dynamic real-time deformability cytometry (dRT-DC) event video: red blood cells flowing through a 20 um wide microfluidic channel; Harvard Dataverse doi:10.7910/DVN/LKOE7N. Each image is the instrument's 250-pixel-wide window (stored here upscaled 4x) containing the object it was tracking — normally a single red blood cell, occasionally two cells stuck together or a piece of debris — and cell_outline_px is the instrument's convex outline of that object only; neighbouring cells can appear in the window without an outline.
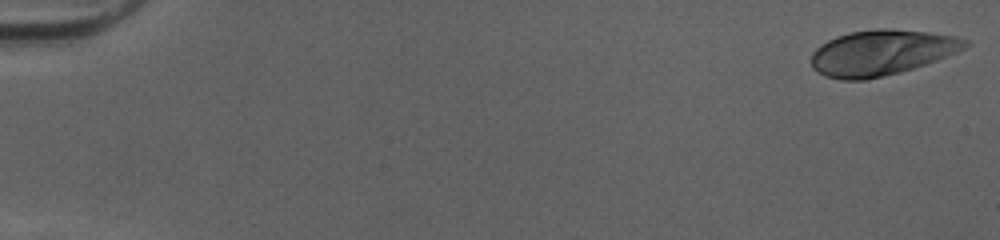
{"species": "human", "species_latin": "Homo sapiens", "temperature_condition": "cold", "stored_images_in_passage": 51, "camera_frame_rate_fps": 3000, "um_per_image_px": 0.085, "donor": {"sex": "female"}, "frame": {"image": 1, "passage_image": 1, "time_ms": 0.0, "image_size_px": [1000, 240], "cell_outline_px": [[972, 44], [956, 52], [936, 60], [900, 72], [884, 76], [864, 80], [840, 80], [824, 76], [812, 68], [812, 52], [820, 44], [836, 36], [852, 32], [876, 28], [888, 28], [928, 32], [956, 36], [968, 40]], "centroid_in_image_um": [74.91, 4.47], "position_along_channel_um": 10.1, "area_um2": 40.75}}
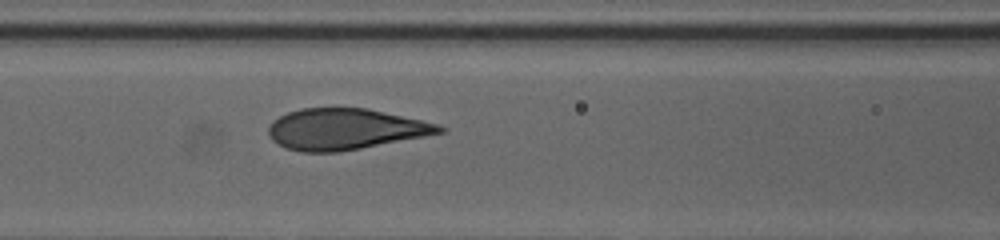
{"frame": {"image": 2, "passage_image": 23, "time_ms": 7.333, "image_size_px": [1000, 240], "cell_outline_px": [[448, 132], [360, 148], [336, 152], [300, 152], [276, 144], [272, 140], [268, 132], [268, 128], [272, 120], [288, 112], [300, 108], [368, 108], [440, 124], [448, 128]], "centroid_in_image_um": [29.37, 10.97], "position_along_channel_um": 137.2, "area_um2": 41.04}}
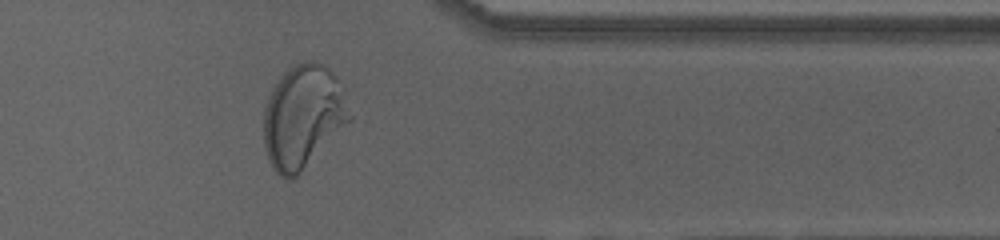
{"frame": {"image": 3, "passage_image": 42, "time_ms": 13.667, "image_size_px": [1000, 240], "cell_outline_px": [[352, 120], [292, 180], [284, 180], [272, 168], [268, 160], [264, 148], [264, 108], [272, 88], [284, 72], [288, 68], [304, 60], [316, 60], [328, 68], [336, 76], [344, 88], [352, 116]], "centroid_in_image_um": [25.77, 9.91], "position_along_channel_um": 385.6, "area_um2": 52.14}, "authors_computed_cell_mechanics": {"area_um2": 41.3848, "velocity_mm_per_s": 4.0376, "shape_relaxation_time_tau1_ms": 5.4056, "shape_relaxation_time_tau2_ms": null, "deformation_change_tau1": 0.235, "deformation_change_tau2": null}}